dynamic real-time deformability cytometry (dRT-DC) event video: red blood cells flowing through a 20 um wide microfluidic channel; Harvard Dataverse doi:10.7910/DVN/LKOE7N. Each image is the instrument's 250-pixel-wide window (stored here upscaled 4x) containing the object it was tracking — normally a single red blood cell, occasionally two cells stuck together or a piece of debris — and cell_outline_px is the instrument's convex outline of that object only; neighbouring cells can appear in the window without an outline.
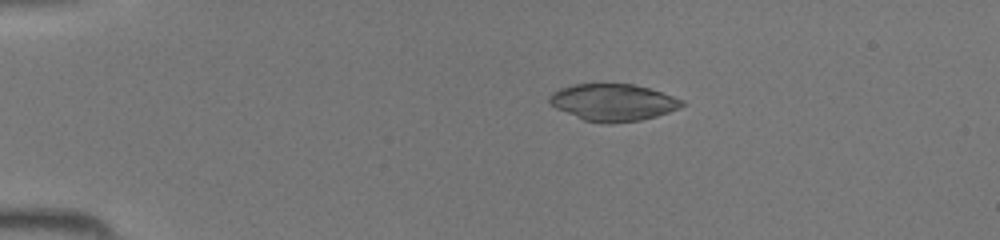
{"species": "common noctule bat (a hibernating species)", "species_latin": "Nyctalus noctula", "temperature_condition": "room temperature", "stored_images_in_passage": 36, "camera_frame_rate_fps": 3000, "um_per_image_px": 0.085, "animal": {"sex": "female", "body_mass_g": 19.5, "forearm_length_mm": 54.1}, "frame": {"image": 1, "passage_image": 1, "time_ms": 0.0, "image_size_px": [1000, 240], "cell_outline_px": [[684, 104], [680, 108], [656, 116], [640, 120], [608, 124], [584, 120], [556, 108], [548, 100], [548, 96], [552, 92], [560, 88], [572, 84], [632, 84], [648, 88], [684, 100]], "centroid_in_image_um": [52.09, 8.7], "position_along_channel_um": 32.9, "area_um2": 28.38}}
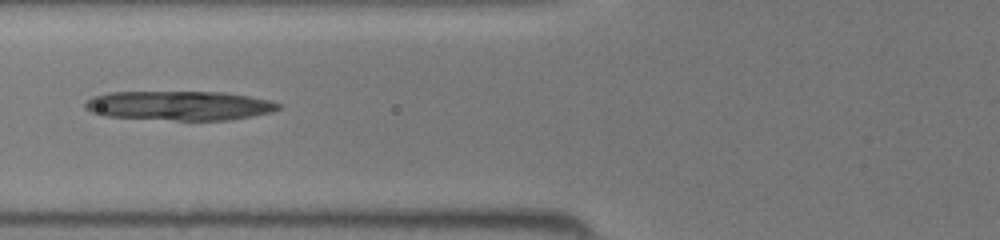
{"frame": {"image": 2, "passage_image": 10, "time_ms": 3.0, "image_size_px": [1000, 240], "cell_outline_px": [[284, 104], [280, 108], [272, 112], [252, 116], [228, 120], [176, 120], [104, 116], [92, 112], [84, 108], [84, 104], [92, 96], [108, 92], [224, 92], [248, 96], [268, 100]], "centroid_in_image_um": [15.25, 8.97], "position_along_channel_um": 110.5, "area_um2": 33.06}}
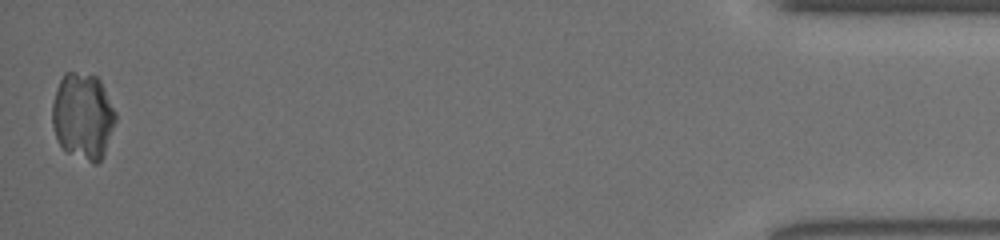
{"frame": {"image": 3, "passage_image": 36, "time_ms": 11.667, "image_size_px": [1000, 240], "cell_outline_px": [[116, 120], [104, 156], [96, 164], [92, 164], [68, 152], [60, 144], [56, 136], [52, 124], [52, 100], [56, 88], [64, 72], [76, 72], [96, 76], [100, 80], [116, 112]], "centroid_in_image_um": [7.05, 9.87], "position_along_channel_um": 428.2, "area_um2": 32.08}}